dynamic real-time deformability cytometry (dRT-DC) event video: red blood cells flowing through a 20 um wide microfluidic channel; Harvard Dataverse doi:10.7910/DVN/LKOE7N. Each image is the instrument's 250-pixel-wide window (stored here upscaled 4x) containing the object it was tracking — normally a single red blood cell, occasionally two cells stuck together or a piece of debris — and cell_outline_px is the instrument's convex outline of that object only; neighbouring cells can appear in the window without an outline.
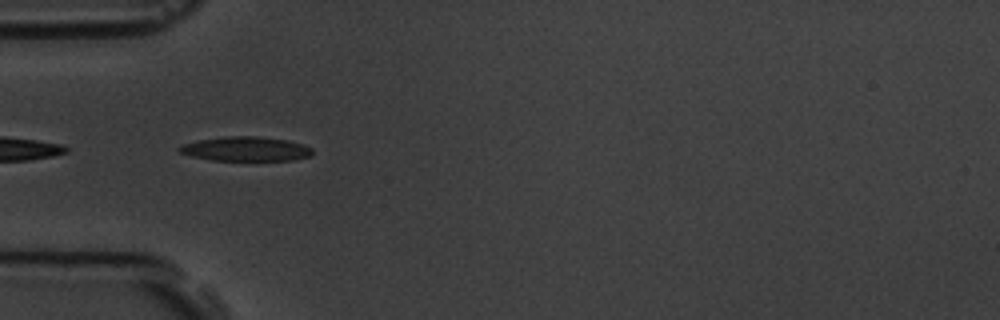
{"species": "common noctule bat (a hibernating species)", "species_latin": "Nyctalus noctula", "temperature_condition": "room temperature", "stored_images_in_passage": 8, "camera_frame_rate_fps": 3000, "um_per_image_px": 0.085, "animal": {"sex": "male", "body_mass_g": 19.5, "forearm_length_mm": 54.6}, "frame": {"image": 1, "passage_image": 5, "time_ms": 4.333, "image_size_px": [1000, 320], "cell_outline_px": [[312, 156], [292, 160], [212, 160], [192, 156], [180, 152], [176, 148], [184, 144], [200, 140], [224, 136], [256, 136], [288, 140], [304, 144], [312, 148]], "centroid_in_image_um": [20.93, 12.65], "position_along_channel_um": 64.1, "area_um2": 18.84}}
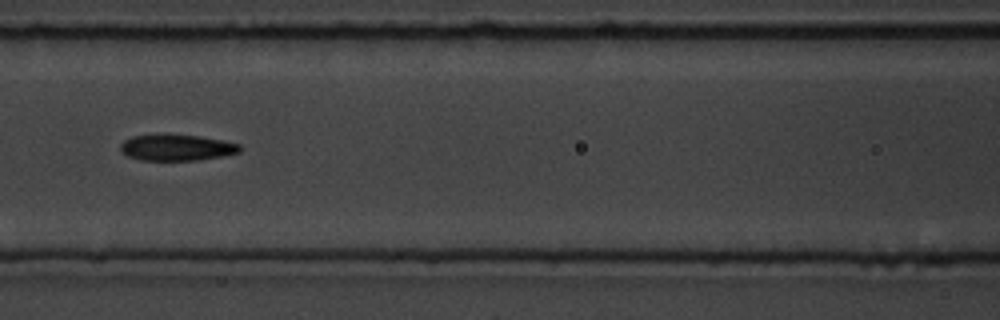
{"frame": {"image": 2, "passage_image": 7, "time_ms": 6.667, "image_size_px": [1000, 320], "cell_outline_px": [[240, 152], [224, 156], [200, 160], [140, 160], [128, 156], [120, 152], [120, 144], [124, 140], [132, 136], [200, 136], [224, 140], [240, 144]], "centroid_in_image_um": [15.04, 12.57], "position_along_channel_um": 151.6, "area_um2": 17.92}}
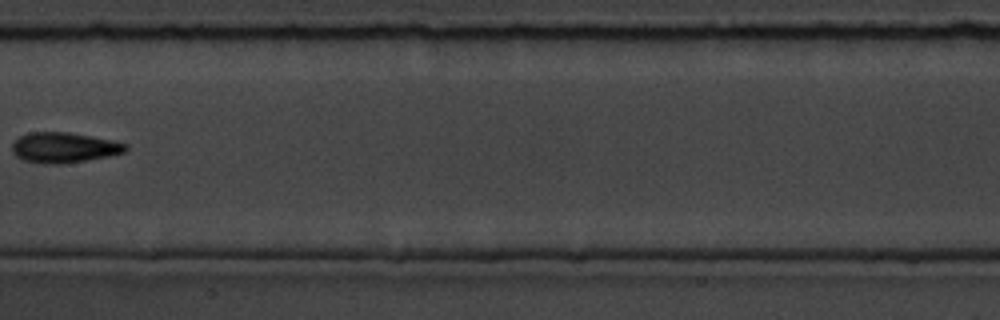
{"frame": {"image": 3, "passage_image": 8, "time_ms": 8.0, "image_size_px": [1000, 320], "cell_outline_px": [[128, 148], [124, 152], [108, 156], [88, 160], [60, 164], [44, 164], [24, 160], [16, 156], [12, 152], [12, 144], [20, 136], [28, 132], [68, 132], [92, 136], [112, 140], [128, 144]], "centroid_in_image_um": [5.44, 12.54], "position_along_channel_um": 202.0, "area_um2": 20.11}}